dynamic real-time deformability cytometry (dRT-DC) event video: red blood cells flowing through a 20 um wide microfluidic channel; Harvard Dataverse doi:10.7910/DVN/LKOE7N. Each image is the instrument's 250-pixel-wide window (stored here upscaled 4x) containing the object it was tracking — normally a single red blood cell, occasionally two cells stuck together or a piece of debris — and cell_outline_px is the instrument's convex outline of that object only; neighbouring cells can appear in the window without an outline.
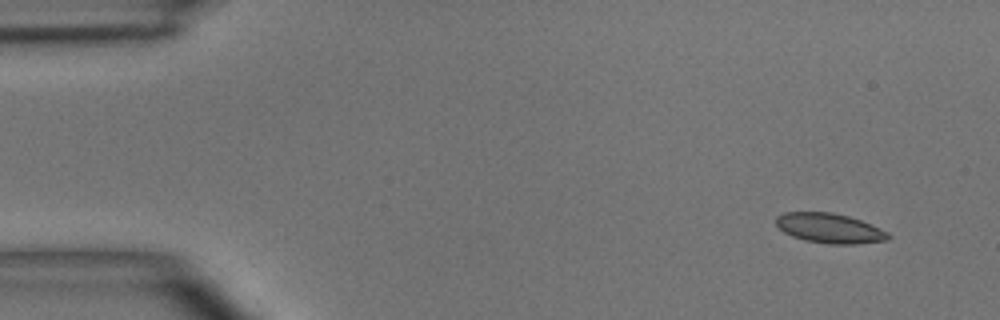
{"species": "common noctule bat (a hibernating species)", "species_latin": "Nyctalus noctula", "temperature_condition": "room temperature", "stored_images_in_passage": 4, "segment_of_instrument_passage": [1, 2], "camera_frame_rate_fps": 3000, "um_per_image_px": 0.085, "animal": {"sex": "male", "body_mass_g": 15.6}, "frame": {"image": 1, "passage_image": 1, "time_ms": 0.0, "image_size_px": [1000, 320], "cell_outline_px": [[892, 236], [888, 240], [860, 244], [828, 244], [804, 240], [792, 236], [784, 232], [776, 224], [776, 216], [784, 212], [832, 212], [848, 216], [860, 220], [880, 228], [888, 232]], "centroid_in_image_um": [70.53, 19.4], "position_along_channel_um": 14.5, "area_um2": 19.59}}
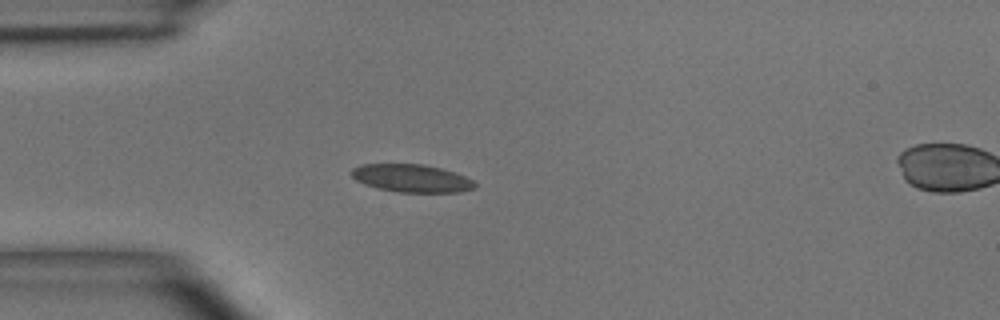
{"frame": {"image": 2, "passage_image": 3, "time_ms": 3.333, "image_size_px": [1000, 320], "cell_outline_px": [[476, 188], [460, 192], [396, 192], [376, 188], [364, 184], [356, 180], [352, 176], [352, 168], [360, 164], [424, 164], [440, 168], [464, 176], [472, 180], [476, 184]], "centroid_in_image_um": [34.96, 15.15], "position_along_channel_um": 50.0, "area_um2": 20.0}}